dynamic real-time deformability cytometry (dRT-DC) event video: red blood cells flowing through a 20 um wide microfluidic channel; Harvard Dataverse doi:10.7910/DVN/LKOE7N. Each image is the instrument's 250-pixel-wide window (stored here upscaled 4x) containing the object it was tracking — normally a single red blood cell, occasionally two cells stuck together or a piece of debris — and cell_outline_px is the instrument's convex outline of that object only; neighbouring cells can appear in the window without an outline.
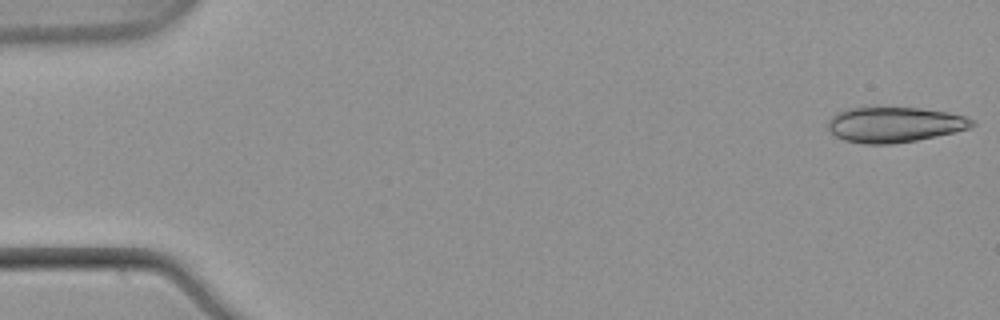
{"species": "common noctule bat (a hibernating species)", "species_latin": "Nyctalus noctula", "temperature_condition": "warm", "stored_images_in_passage": 52, "segment_of_instrument_passage": [1, 2], "camera_frame_rate_fps": 3000, "um_per_image_px": 0.085, "animal": {"sex": "male", "body_mass_g": 21.5, "forearm_length_mm": 52.0}, "frame": {"image": 1, "passage_image": 1, "time_ms": 0.0, "image_size_px": [1000, 320], "cell_outline_px": [[976, 124], [968, 128], [936, 136], [916, 140], [892, 144], [864, 144], [844, 140], [836, 136], [828, 128], [828, 120], [836, 112], [848, 108], [920, 108], [948, 112], [968, 116], [976, 120]], "centroid_in_image_um": [76.05, 10.59], "position_along_channel_um": 9.0, "area_um2": 29.65}}
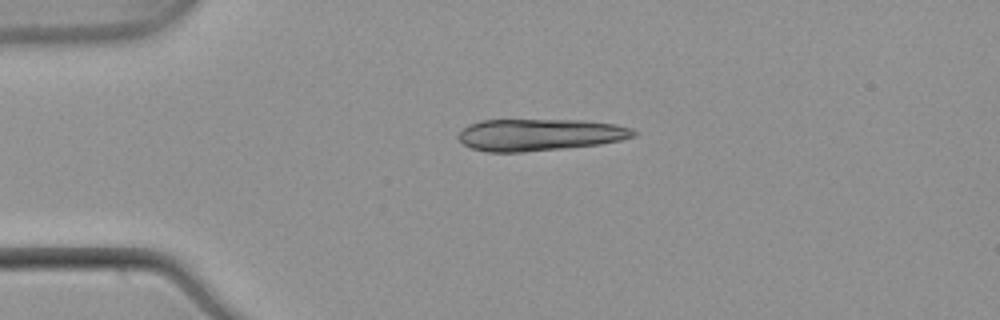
{"frame": {"image": 2, "passage_image": 12, "time_ms": 3.667, "image_size_px": [1000, 320], "cell_outline_px": [[640, 132], [636, 136], [620, 140], [600, 144], [564, 148], [524, 152], [488, 152], [472, 148], [464, 144], [456, 136], [468, 124], [480, 120], [580, 120], [616, 124], [632, 128]], "centroid_in_image_um": [45.89, 11.45], "position_along_channel_um": 39.1, "area_um2": 32.71}}